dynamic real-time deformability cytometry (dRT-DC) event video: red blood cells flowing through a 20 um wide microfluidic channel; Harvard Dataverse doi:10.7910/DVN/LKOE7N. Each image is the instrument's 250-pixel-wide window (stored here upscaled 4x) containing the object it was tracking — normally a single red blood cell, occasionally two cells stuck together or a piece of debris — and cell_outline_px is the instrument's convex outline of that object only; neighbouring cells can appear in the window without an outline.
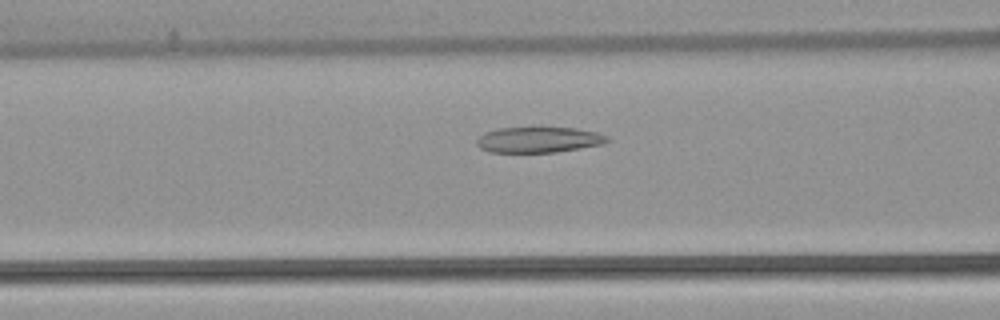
{"species": "common noctule bat (a hibernating species)", "species_latin": "Nyctalus noctula", "temperature_condition": "warm", "stored_images_in_passage": 39, "camera_frame_rate_fps": 3000, "um_per_image_px": 0.085, "animal": {"sex": "female", "body_mass_g": 22.7, "forearm_length_mm": 54.2}, "frame": {"image": 1, "passage_image": 7, "time_ms": 2.0, "image_size_px": [1000, 320], "cell_outline_px": [[612, 140], [604, 144], [556, 152], [488, 152], [480, 148], [476, 144], [476, 140], [484, 132], [500, 128], [576, 128], [596, 132], [608, 136]], "centroid_in_image_um": [45.81, 11.88], "position_along_channel_um": 120.8, "area_um2": 19.54}}
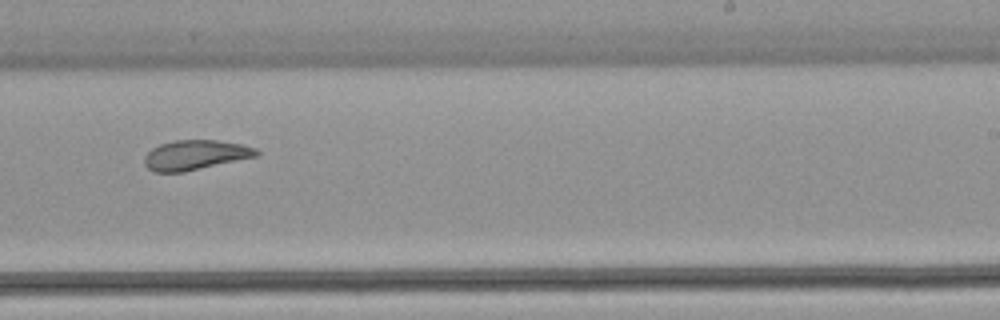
{"frame": {"image": 2, "passage_image": 19, "time_ms": 6.0, "image_size_px": [1000, 320], "cell_outline_px": [[260, 152], [256, 156], [184, 172], [152, 172], [144, 164], [144, 156], [152, 148], [160, 144], [176, 140], [216, 140], [240, 144], [256, 148]], "centroid_in_image_um": [16.56, 13.18], "position_along_channel_um": 272.4, "area_um2": 19.31}}
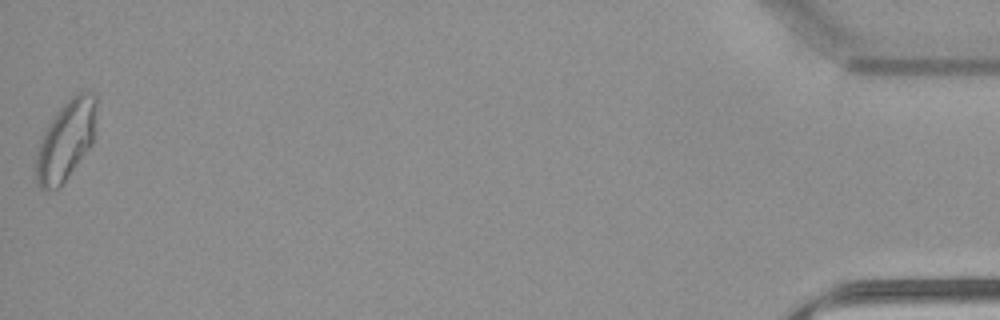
{"frame": {"image": 3, "passage_image": 39, "time_ms": 12.667, "image_size_px": [1000, 320], "cell_outline_px": [[96, 104], [92, 144], [64, 180], [56, 188], [40, 188], [36, 184], [36, 152], [40, 140], [52, 116], [76, 92], [96, 92]], "centroid_in_image_um": [5.58, 11.88], "position_along_channel_um": 429.6, "area_um2": 27.46}, "authors_computed_cell_mechanics": {"area_um2": 20.5768, "velocity_mm_per_s": 3.7945, "shape_relaxation_time_tau1_ms": null, "shape_relaxation_time_tau2_ms": 2.1492, "deformation_change_tau1": null, "deformation_change_tau2": 0.0836}}